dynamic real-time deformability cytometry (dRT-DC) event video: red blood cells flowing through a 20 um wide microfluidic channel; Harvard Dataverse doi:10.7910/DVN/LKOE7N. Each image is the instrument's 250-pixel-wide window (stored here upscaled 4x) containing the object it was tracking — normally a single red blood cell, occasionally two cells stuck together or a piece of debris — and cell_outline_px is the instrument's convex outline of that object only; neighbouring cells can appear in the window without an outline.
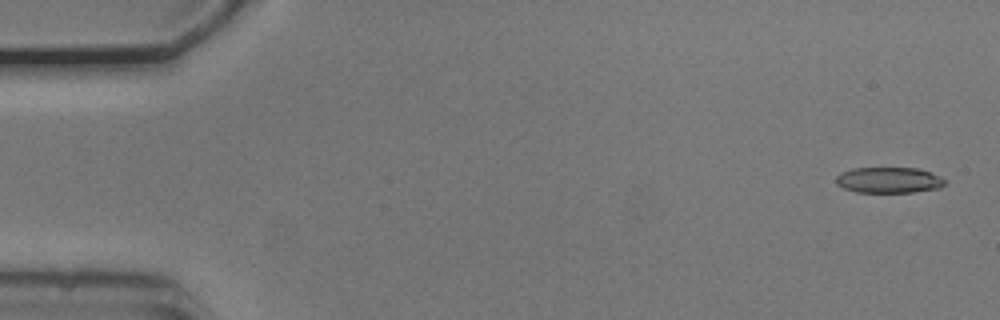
{"species": "common noctule bat (a hibernating species)", "species_latin": "Nyctalus noctula", "temperature_condition": "cold", "stored_images_in_passage": 53, "camera_frame_rate_fps": 3000, "um_per_image_px": 0.085, "animal": {"sex": "male", "body_mass_g": 20.5, "forearm_length_mm": 52.5}, "frame": {"image": 1, "passage_image": 1, "time_ms": 0.0, "image_size_px": [1000, 320], "cell_outline_px": [[948, 180], [940, 188], [912, 192], [856, 192], [844, 188], [836, 184], [836, 176], [840, 172], [852, 168], [920, 168], [940, 176]], "centroid_in_image_um": [75.56, 15.3], "position_along_channel_um": 9.4, "area_um2": 16.53}}
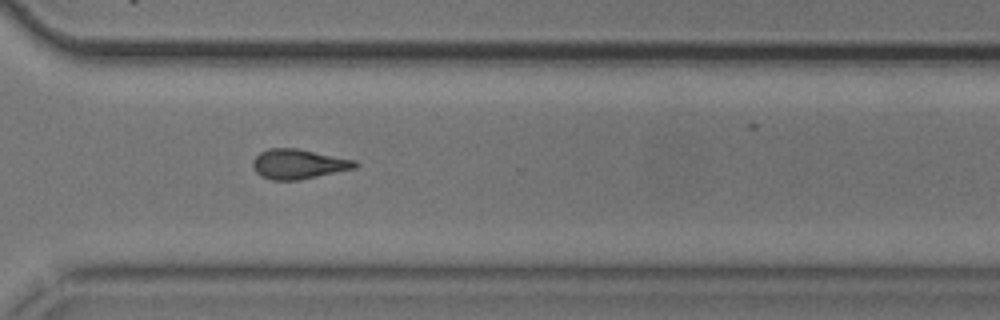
{"frame": {"image": 2, "passage_image": 38, "time_ms": 12.333, "image_size_px": [1000, 320], "cell_outline_px": [[360, 164], [356, 168], [300, 180], [272, 180], [260, 176], [252, 168], [252, 160], [260, 152], [268, 148], [296, 148], [356, 160]], "centroid_in_image_um": [25.36, 13.95], "position_along_channel_um": 345.2, "area_um2": 17.92}}
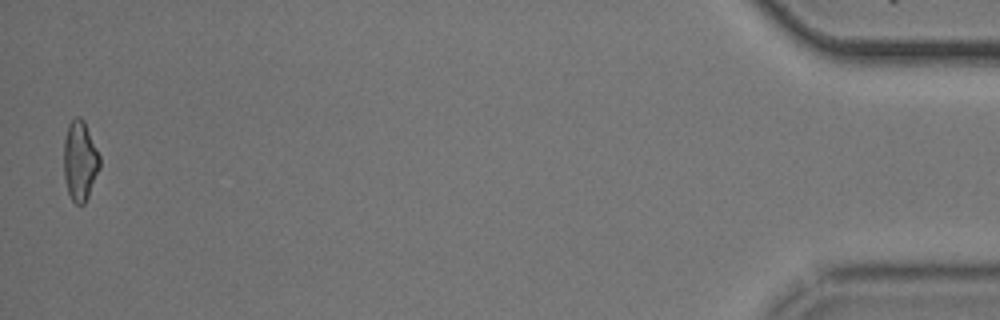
{"frame": {"image": 3, "passage_image": 52, "time_ms": 17.0, "image_size_px": [1000, 320], "cell_outline_px": [[100, 168], [88, 196], [84, 204], [76, 204], [72, 200], [68, 192], [64, 176], [64, 140], [68, 124], [76, 116], [80, 116], [84, 120], [100, 156]], "centroid_in_image_um": [6.8, 13.65], "position_along_channel_um": 428.4, "area_um2": 16.7}, "authors_computed_cell_mechanics": {"area_um2": 17.6868, "velocity_mm_per_s": 3.7575, "shape_relaxation_time_tau1_ms": 6.4157, "shape_relaxation_time_tau2_ms": 7.5471, "deformation_change_tau1": 0.1708, "deformation_change_tau2": 0.1514}}